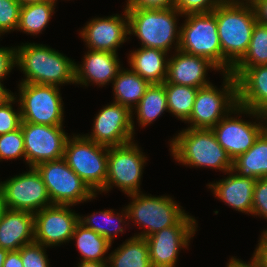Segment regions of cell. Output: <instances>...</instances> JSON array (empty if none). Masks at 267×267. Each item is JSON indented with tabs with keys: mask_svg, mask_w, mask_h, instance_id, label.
<instances>
[{
	"mask_svg": "<svg viewBox=\"0 0 267 267\" xmlns=\"http://www.w3.org/2000/svg\"><path fill=\"white\" fill-rule=\"evenodd\" d=\"M213 14L223 54V73H230L248 49L257 23L255 13L251 5L232 4L224 0Z\"/></svg>",
	"mask_w": 267,
	"mask_h": 267,
	"instance_id": "1",
	"label": "cell"
},
{
	"mask_svg": "<svg viewBox=\"0 0 267 267\" xmlns=\"http://www.w3.org/2000/svg\"><path fill=\"white\" fill-rule=\"evenodd\" d=\"M16 64L25 74L23 83L59 86L75 83L74 61L63 54L35 43L16 48Z\"/></svg>",
	"mask_w": 267,
	"mask_h": 267,
	"instance_id": "2",
	"label": "cell"
},
{
	"mask_svg": "<svg viewBox=\"0 0 267 267\" xmlns=\"http://www.w3.org/2000/svg\"><path fill=\"white\" fill-rule=\"evenodd\" d=\"M171 153L178 162L229 172L233 160L217 142L212 129L187 128L171 140Z\"/></svg>",
	"mask_w": 267,
	"mask_h": 267,
	"instance_id": "3",
	"label": "cell"
},
{
	"mask_svg": "<svg viewBox=\"0 0 267 267\" xmlns=\"http://www.w3.org/2000/svg\"><path fill=\"white\" fill-rule=\"evenodd\" d=\"M128 15L129 35L137 36L142 47L170 51L176 40L179 50L180 30L177 31V18L180 12L174 7L167 9L126 10Z\"/></svg>",
	"mask_w": 267,
	"mask_h": 267,
	"instance_id": "4",
	"label": "cell"
},
{
	"mask_svg": "<svg viewBox=\"0 0 267 267\" xmlns=\"http://www.w3.org/2000/svg\"><path fill=\"white\" fill-rule=\"evenodd\" d=\"M64 159L95 194L102 192L107 179V146L97 144L84 135H74L66 141Z\"/></svg>",
	"mask_w": 267,
	"mask_h": 267,
	"instance_id": "5",
	"label": "cell"
},
{
	"mask_svg": "<svg viewBox=\"0 0 267 267\" xmlns=\"http://www.w3.org/2000/svg\"><path fill=\"white\" fill-rule=\"evenodd\" d=\"M223 91L212 84L198 88L188 123L194 129H212L222 118L236 111L238 105L237 81L231 73H223Z\"/></svg>",
	"mask_w": 267,
	"mask_h": 267,
	"instance_id": "6",
	"label": "cell"
},
{
	"mask_svg": "<svg viewBox=\"0 0 267 267\" xmlns=\"http://www.w3.org/2000/svg\"><path fill=\"white\" fill-rule=\"evenodd\" d=\"M180 29L179 50L209 59L223 71V54L213 12L190 13Z\"/></svg>",
	"mask_w": 267,
	"mask_h": 267,
	"instance_id": "7",
	"label": "cell"
},
{
	"mask_svg": "<svg viewBox=\"0 0 267 267\" xmlns=\"http://www.w3.org/2000/svg\"><path fill=\"white\" fill-rule=\"evenodd\" d=\"M21 121L62 126L63 101L59 87L36 83L19 84Z\"/></svg>",
	"mask_w": 267,
	"mask_h": 267,
	"instance_id": "8",
	"label": "cell"
},
{
	"mask_svg": "<svg viewBox=\"0 0 267 267\" xmlns=\"http://www.w3.org/2000/svg\"><path fill=\"white\" fill-rule=\"evenodd\" d=\"M35 168L46 185L52 204L72 206L94 199L97 195L68 166L64 158L41 163Z\"/></svg>",
	"mask_w": 267,
	"mask_h": 267,
	"instance_id": "9",
	"label": "cell"
},
{
	"mask_svg": "<svg viewBox=\"0 0 267 267\" xmlns=\"http://www.w3.org/2000/svg\"><path fill=\"white\" fill-rule=\"evenodd\" d=\"M140 193L129 194L133 201L126 207L128 218L146 230L135 236L147 238L157 231L174 226L186 214L168 196L154 197Z\"/></svg>",
	"mask_w": 267,
	"mask_h": 267,
	"instance_id": "10",
	"label": "cell"
},
{
	"mask_svg": "<svg viewBox=\"0 0 267 267\" xmlns=\"http://www.w3.org/2000/svg\"><path fill=\"white\" fill-rule=\"evenodd\" d=\"M147 159L133 141L108 147L107 179L104 191L119 187L125 194L139 193L144 163Z\"/></svg>",
	"mask_w": 267,
	"mask_h": 267,
	"instance_id": "11",
	"label": "cell"
},
{
	"mask_svg": "<svg viewBox=\"0 0 267 267\" xmlns=\"http://www.w3.org/2000/svg\"><path fill=\"white\" fill-rule=\"evenodd\" d=\"M6 207L35 214L53 205L46 185L35 167L0 183Z\"/></svg>",
	"mask_w": 267,
	"mask_h": 267,
	"instance_id": "12",
	"label": "cell"
},
{
	"mask_svg": "<svg viewBox=\"0 0 267 267\" xmlns=\"http://www.w3.org/2000/svg\"><path fill=\"white\" fill-rule=\"evenodd\" d=\"M196 220L185 214L174 226L166 227L145 238L152 267H175L179 250L187 248L195 234Z\"/></svg>",
	"mask_w": 267,
	"mask_h": 267,
	"instance_id": "13",
	"label": "cell"
},
{
	"mask_svg": "<svg viewBox=\"0 0 267 267\" xmlns=\"http://www.w3.org/2000/svg\"><path fill=\"white\" fill-rule=\"evenodd\" d=\"M26 161L29 167L64 158L65 144L69 136L62 126L21 122Z\"/></svg>",
	"mask_w": 267,
	"mask_h": 267,
	"instance_id": "14",
	"label": "cell"
},
{
	"mask_svg": "<svg viewBox=\"0 0 267 267\" xmlns=\"http://www.w3.org/2000/svg\"><path fill=\"white\" fill-rule=\"evenodd\" d=\"M128 107L113 102L96 115L90 136L86 138L107 147L120 146L133 140L134 121Z\"/></svg>",
	"mask_w": 267,
	"mask_h": 267,
	"instance_id": "15",
	"label": "cell"
},
{
	"mask_svg": "<svg viewBox=\"0 0 267 267\" xmlns=\"http://www.w3.org/2000/svg\"><path fill=\"white\" fill-rule=\"evenodd\" d=\"M69 207L53 204L36 212L34 242L49 247L70 241L80 216Z\"/></svg>",
	"mask_w": 267,
	"mask_h": 267,
	"instance_id": "16",
	"label": "cell"
},
{
	"mask_svg": "<svg viewBox=\"0 0 267 267\" xmlns=\"http://www.w3.org/2000/svg\"><path fill=\"white\" fill-rule=\"evenodd\" d=\"M227 114L213 128L217 142L224 148L232 160L251 148L267 125L247 122Z\"/></svg>",
	"mask_w": 267,
	"mask_h": 267,
	"instance_id": "17",
	"label": "cell"
},
{
	"mask_svg": "<svg viewBox=\"0 0 267 267\" xmlns=\"http://www.w3.org/2000/svg\"><path fill=\"white\" fill-rule=\"evenodd\" d=\"M124 11V18L116 14L88 22L80 33L90 50L117 54V48L126 42V36L129 35L128 15L126 9Z\"/></svg>",
	"mask_w": 267,
	"mask_h": 267,
	"instance_id": "18",
	"label": "cell"
},
{
	"mask_svg": "<svg viewBox=\"0 0 267 267\" xmlns=\"http://www.w3.org/2000/svg\"><path fill=\"white\" fill-rule=\"evenodd\" d=\"M168 59L167 78L168 83L202 88L211 83L206 80V71L210 68L219 70L209 59L190 55L180 50Z\"/></svg>",
	"mask_w": 267,
	"mask_h": 267,
	"instance_id": "19",
	"label": "cell"
},
{
	"mask_svg": "<svg viewBox=\"0 0 267 267\" xmlns=\"http://www.w3.org/2000/svg\"><path fill=\"white\" fill-rule=\"evenodd\" d=\"M237 81L238 104L256 111L267 100V65L232 67Z\"/></svg>",
	"mask_w": 267,
	"mask_h": 267,
	"instance_id": "20",
	"label": "cell"
},
{
	"mask_svg": "<svg viewBox=\"0 0 267 267\" xmlns=\"http://www.w3.org/2000/svg\"><path fill=\"white\" fill-rule=\"evenodd\" d=\"M83 60L82 65H75V84L88 86L92 82L104 86L112 82L121 69L118 55L108 51L89 50Z\"/></svg>",
	"mask_w": 267,
	"mask_h": 267,
	"instance_id": "21",
	"label": "cell"
},
{
	"mask_svg": "<svg viewBox=\"0 0 267 267\" xmlns=\"http://www.w3.org/2000/svg\"><path fill=\"white\" fill-rule=\"evenodd\" d=\"M34 230V214L7 208L0 220V247L19 250L34 242Z\"/></svg>",
	"mask_w": 267,
	"mask_h": 267,
	"instance_id": "22",
	"label": "cell"
},
{
	"mask_svg": "<svg viewBox=\"0 0 267 267\" xmlns=\"http://www.w3.org/2000/svg\"><path fill=\"white\" fill-rule=\"evenodd\" d=\"M229 176L214 184L209 183V188L217 198L242 213L252 214L253 193L256 179L240 176L231 169ZM234 173V174H233Z\"/></svg>",
	"mask_w": 267,
	"mask_h": 267,
	"instance_id": "23",
	"label": "cell"
},
{
	"mask_svg": "<svg viewBox=\"0 0 267 267\" xmlns=\"http://www.w3.org/2000/svg\"><path fill=\"white\" fill-rule=\"evenodd\" d=\"M167 52L141 47L129 54V64L134 72L150 84H162L167 78Z\"/></svg>",
	"mask_w": 267,
	"mask_h": 267,
	"instance_id": "24",
	"label": "cell"
},
{
	"mask_svg": "<svg viewBox=\"0 0 267 267\" xmlns=\"http://www.w3.org/2000/svg\"><path fill=\"white\" fill-rule=\"evenodd\" d=\"M232 170L256 180L267 177V127L251 148L233 160Z\"/></svg>",
	"mask_w": 267,
	"mask_h": 267,
	"instance_id": "25",
	"label": "cell"
},
{
	"mask_svg": "<svg viewBox=\"0 0 267 267\" xmlns=\"http://www.w3.org/2000/svg\"><path fill=\"white\" fill-rule=\"evenodd\" d=\"M116 103L128 107L131 111L139 103L150 83L132 69H120L113 80ZM134 106V107H133Z\"/></svg>",
	"mask_w": 267,
	"mask_h": 267,
	"instance_id": "26",
	"label": "cell"
},
{
	"mask_svg": "<svg viewBox=\"0 0 267 267\" xmlns=\"http://www.w3.org/2000/svg\"><path fill=\"white\" fill-rule=\"evenodd\" d=\"M109 267H152L146 239L134 236L108 257Z\"/></svg>",
	"mask_w": 267,
	"mask_h": 267,
	"instance_id": "27",
	"label": "cell"
},
{
	"mask_svg": "<svg viewBox=\"0 0 267 267\" xmlns=\"http://www.w3.org/2000/svg\"><path fill=\"white\" fill-rule=\"evenodd\" d=\"M72 239H76V246L83 257L82 261L108 262V259L103 256L112 244L103 236L79 222Z\"/></svg>",
	"mask_w": 267,
	"mask_h": 267,
	"instance_id": "28",
	"label": "cell"
},
{
	"mask_svg": "<svg viewBox=\"0 0 267 267\" xmlns=\"http://www.w3.org/2000/svg\"><path fill=\"white\" fill-rule=\"evenodd\" d=\"M135 108L137 120L141 126L152 123L164 111L168 110L165 85L163 83L150 84Z\"/></svg>",
	"mask_w": 267,
	"mask_h": 267,
	"instance_id": "29",
	"label": "cell"
},
{
	"mask_svg": "<svg viewBox=\"0 0 267 267\" xmlns=\"http://www.w3.org/2000/svg\"><path fill=\"white\" fill-rule=\"evenodd\" d=\"M55 4V2L47 0L41 3L21 5L17 30H23L31 35L41 33L54 13Z\"/></svg>",
	"mask_w": 267,
	"mask_h": 267,
	"instance_id": "30",
	"label": "cell"
},
{
	"mask_svg": "<svg viewBox=\"0 0 267 267\" xmlns=\"http://www.w3.org/2000/svg\"><path fill=\"white\" fill-rule=\"evenodd\" d=\"M167 96L168 111L182 121L191 115L198 88L163 82Z\"/></svg>",
	"mask_w": 267,
	"mask_h": 267,
	"instance_id": "31",
	"label": "cell"
},
{
	"mask_svg": "<svg viewBox=\"0 0 267 267\" xmlns=\"http://www.w3.org/2000/svg\"><path fill=\"white\" fill-rule=\"evenodd\" d=\"M267 65V25L256 23L244 56L233 67Z\"/></svg>",
	"mask_w": 267,
	"mask_h": 267,
	"instance_id": "32",
	"label": "cell"
},
{
	"mask_svg": "<svg viewBox=\"0 0 267 267\" xmlns=\"http://www.w3.org/2000/svg\"><path fill=\"white\" fill-rule=\"evenodd\" d=\"M24 157V137L21 126L11 132L0 135V160L2 159H16Z\"/></svg>",
	"mask_w": 267,
	"mask_h": 267,
	"instance_id": "33",
	"label": "cell"
},
{
	"mask_svg": "<svg viewBox=\"0 0 267 267\" xmlns=\"http://www.w3.org/2000/svg\"><path fill=\"white\" fill-rule=\"evenodd\" d=\"M21 4L17 0H0V35L17 30Z\"/></svg>",
	"mask_w": 267,
	"mask_h": 267,
	"instance_id": "34",
	"label": "cell"
},
{
	"mask_svg": "<svg viewBox=\"0 0 267 267\" xmlns=\"http://www.w3.org/2000/svg\"><path fill=\"white\" fill-rule=\"evenodd\" d=\"M16 97L12 95L0 105V135L18 129L21 125V113L13 110Z\"/></svg>",
	"mask_w": 267,
	"mask_h": 267,
	"instance_id": "35",
	"label": "cell"
},
{
	"mask_svg": "<svg viewBox=\"0 0 267 267\" xmlns=\"http://www.w3.org/2000/svg\"><path fill=\"white\" fill-rule=\"evenodd\" d=\"M45 246L33 242L20 249L23 267H49Z\"/></svg>",
	"mask_w": 267,
	"mask_h": 267,
	"instance_id": "36",
	"label": "cell"
},
{
	"mask_svg": "<svg viewBox=\"0 0 267 267\" xmlns=\"http://www.w3.org/2000/svg\"><path fill=\"white\" fill-rule=\"evenodd\" d=\"M224 0H175L174 8L182 15L190 13H209Z\"/></svg>",
	"mask_w": 267,
	"mask_h": 267,
	"instance_id": "37",
	"label": "cell"
},
{
	"mask_svg": "<svg viewBox=\"0 0 267 267\" xmlns=\"http://www.w3.org/2000/svg\"><path fill=\"white\" fill-rule=\"evenodd\" d=\"M252 215L267 219V177L257 179L254 187Z\"/></svg>",
	"mask_w": 267,
	"mask_h": 267,
	"instance_id": "38",
	"label": "cell"
},
{
	"mask_svg": "<svg viewBox=\"0 0 267 267\" xmlns=\"http://www.w3.org/2000/svg\"><path fill=\"white\" fill-rule=\"evenodd\" d=\"M125 214L120 215L119 213H117V216L114 215V212L112 211V209L107 210V217H106V223H105V238L112 244L113 238L117 237V233H123V227H121L120 223L123 222V216L124 218L126 217L128 218V212H127V208H125V210H123ZM120 215V216H119ZM114 219L116 221H118L116 224V222H114ZM107 226V227H106Z\"/></svg>",
	"mask_w": 267,
	"mask_h": 267,
	"instance_id": "39",
	"label": "cell"
},
{
	"mask_svg": "<svg viewBox=\"0 0 267 267\" xmlns=\"http://www.w3.org/2000/svg\"><path fill=\"white\" fill-rule=\"evenodd\" d=\"M175 6V0H128L126 10L167 9Z\"/></svg>",
	"mask_w": 267,
	"mask_h": 267,
	"instance_id": "40",
	"label": "cell"
},
{
	"mask_svg": "<svg viewBox=\"0 0 267 267\" xmlns=\"http://www.w3.org/2000/svg\"><path fill=\"white\" fill-rule=\"evenodd\" d=\"M16 65V48H0V82Z\"/></svg>",
	"mask_w": 267,
	"mask_h": 267,
	"instance_id": "41",
	"label": "cell"
},
{
	"mask_svg": "<svg viewBox=\"0 0 267 267\" xmlns=\"http://www.w3.org/2000/svg\"><path fill=\"white\" fill-rule=\"evenodd\" d=\"M99 213V214H98ZM100 215L103 219V223L104 226L102 225H98L95 221L98 217V215ZM106 217H107V210H103L100 212H96L95 214L93 213L91 216H87V217H79V222L81 224H83L86 228L92 229L93 231H95L96 233H98L99 235L103 236L105 238V223H106Z\"/></svg>",
	"mask_w": 267,
	"mask_h": 267,
	"instance_id": "42",
	"label": "cell"
},
{
	"mask_svg": "<svg viewBox=\"0 0 267 267\" xmlns=\"http://www.w3.org/2000/svg\"><path fill=\"white\" fill-rule=\"evenodd\" d=\"M258 246L253 254L258 267H267V230L263 232Z\"/></svg>",
	"mask_w": 267,
	"mask_h": 267,
	"instance_id": "43",
	"label": "cell"
},
{
	"mask_svg": "<svg viewBox=\"0 0 267 267\" xmlns=\"http://www.w3.org/2000/svg\"><path fill=\"white\" fill-rule=\"evenodd\" d=\"M252 8L255 13L256 22L267 25V0H257Z\"/></svg>",
	"mask_w": 267,
	"mask_h": 267,
	"instance_id": "44",
	"label": "cell"
},
{
	"mask_svg": "<svg viewBox=\"0 0 267 267\" xmlns=\"http://www.w3.org/2000/svg\"><path fill=\"white\" fill-rule=\"evenodd\" d=\"M236 114L237 113H245V114H250L252 115L253 117L256 116L257 119L261 118L263 120H265V122L267 121V100L256 110V111H253V110H250V109H247L243 106H240L239 104L236 106Z\"/></svg>",
	"mask_w": 267,
	"mask_h": 267,
	"instance_id": "45",
	"label": "cell"
},
{
	"mask_svg": "<svg viewBox=\"0 0 267 267\" xmlns=\"http://www.w3.org/2000/svg\"><path fill=\"white\" fill-rule=\"evenodd\" d=\"M3 267H23L20 249L8 251Z\"/></svg>",
	"mask_w": 267,
	"mask_h": 267,
	"instance_id": "46",
	"label": "cell"
},
{
	"mask_svg": "<svg viewBox=\"0 0 267 267\" xmlns=\"http://www.w3.org/2000/svg\"><path fill=\"white\" fill-rule=\"evenodd\" d=\"M227 267H258L257 261L254 257H252L250 263H244L242 260L236 259L234 257L229 260Z\"/></svg>",
	"mask_w": 267,
	"mask_h": 267,
	"instance_id": "47",
	"label": "cell"
},
{
	"mask_svg": "<svg viewBox=\"0 0 267 267\" xmlns=\"http://www.w3.org/2000/svg\"><path fill=\"white\" fill-rule=\"evenodd\" d=\"M107 262L81 261L78 267H109Z\"/></svg>",
	"mask_w": 267,
	"mask_h": 267,
	"instance_id": "48",
	"label": "cell"
},
{
	"mask_svg": "<svg viewBox=\"0 0 267 267\" xmlns=\"http://www.w3.org/2000/svg\"><path fill=\"white\" fill-rule=\"evenodd\" d=\"M11 91H7L3 84L0 82V105L11 96Z\"/></svg>",
	"mask_w": 267,
	"mask_h": 267,
	"instance_id": "49",
	"label": "cell"
},
{
	"mask_svg": "<svg viewBox=\"0 0 267 267\" xmlns=\"http://www.w3.org/2000/svg\"><path fill=\"white\" fill-rule=\"evenodd\" d=\"M7 207H6V203L4 200V195L2 190L0 189V220L1 217L3 216L4 212L6 211Z\"/></svg>",
	"mask_w": 267,
	"mask_h": 267,
	"instance_id": "50",
	"label": "cell"
},
{
	"mask_svg": "<svg viewBox=\"0 0 267 267\" xmlns=\"http://www.w3.org/2000/svg\"><path fill=\"white\" fill-rule=\"evenodd\" d=\"M226 1L230 2L232 4H246V5L252 6L257 0H243V1H246L245 3L243 1H240V0H226Z\"/></svg>",
	"mask_w": 267,
	"mask_h": 267,
	"instance_id": "51",
	"label": "cell"
},
{
	"mask_svg": "<svg viewBox=\"0 0 267 267\" xmlns=\"http://www.w3.org/2000/svg\"><path fill=\"white\" fill-rule=\"evenodd\" d=\"M8 250L7 249H3L0 247V267H3L4 261L6 259Z\"/></svg>",
	"mask_w": 267,
	"mask_h": 267,
	"instance_id": "52",
	"label": "cell"
},
{
	"mask_svg": "<svg viewBox=\"0 0 267 267\" xmlns=\"http://www.w3.org/2000/svg\"><path fill=\"white\" fill-rule=\"evenodd\" d=\"M21 5L31 4V3H41L47 0H17Z\"/></svg>",
	"mask_w": 267,
	"mask_h": 267,
	"instance_id": "53",
	"label": "cell"
}]
</instances>
